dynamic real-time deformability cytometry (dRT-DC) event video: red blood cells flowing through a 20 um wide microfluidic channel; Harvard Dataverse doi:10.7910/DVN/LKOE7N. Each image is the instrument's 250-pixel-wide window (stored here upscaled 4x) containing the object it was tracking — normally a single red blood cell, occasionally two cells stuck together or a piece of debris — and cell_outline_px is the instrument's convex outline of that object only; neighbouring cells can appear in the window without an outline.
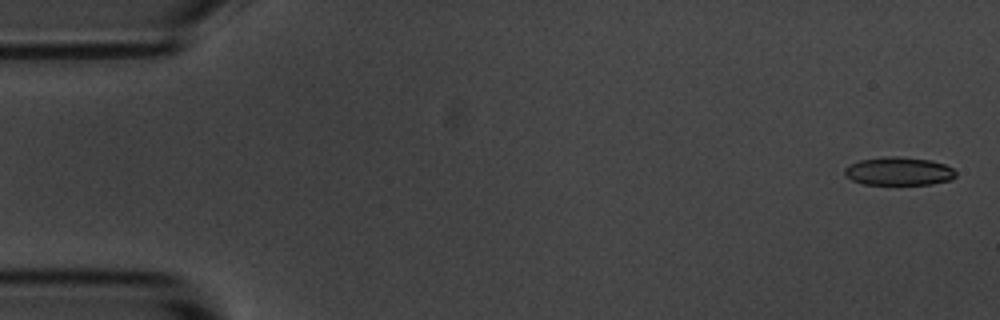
{"species": "common noctule bat (a hibernating species)", "species_latin": "Nyctalus noctula", "temperature_condition": "room temperature", "stored_images_in_passage": 5, "camera_frame_rate_fps": 3000, "um_per_image_px": 0.085, "animal": {"sex": "male", "body_mass_g": 20.1, "forearm_length_mm": 53.5}, "frame": {"image": 1, "passage_image": 1, "time_ms": 0.0, "image_size_px": [1000, 320], "cell_outline_px": [[956, 176], [952, 180], [932, 184], [864, 184], [852, 180], [844, 176], [844, 168], [848, 164], [860, 160], [884, 156], [900, 156], [932, 160], [944, 164], [952, 168], [956, 172]], "centroid_in_image_um": [76.38, 14.54], "position_along_channel_um": 8.6, "area_um2": 18.55}}